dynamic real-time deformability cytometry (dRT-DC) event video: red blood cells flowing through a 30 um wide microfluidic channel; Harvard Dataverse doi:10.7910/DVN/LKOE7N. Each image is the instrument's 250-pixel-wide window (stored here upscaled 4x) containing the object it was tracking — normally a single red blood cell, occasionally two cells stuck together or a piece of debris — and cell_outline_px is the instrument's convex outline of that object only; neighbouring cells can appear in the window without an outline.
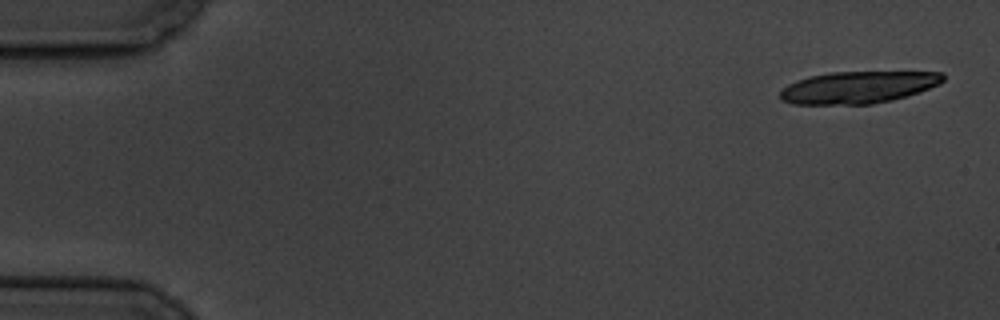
{"species": "common noctule bat (a hibernating species)", "species_latin": "Nyctalus noctula", "temperature_condition": "cold", "stored_images_in_passage": 10, "camera_frame_rate_fps": 3000, "um_per_image_px": 0.085, "animal": {"sex": "male", "body_mass_g": 19.5, "forearm_length_mm": 54.6}, "frame": {"image": 1, "passage_image": 1, "time_ms": 0.0, "image_size_px": [1000, 320], "cell_outline_px": [[944, 80], [940, 84], [920, 92], [892, 100], [872, 104], [792, 104], [780, 100], [780, 92], [788, 84], [796, 80], [808, 76], [832, 72], [944, 72]], "centroid_in_image_um": [72.94, 7.42], "position_along_channel_um": 12.1, "area_um2": 30.52}}
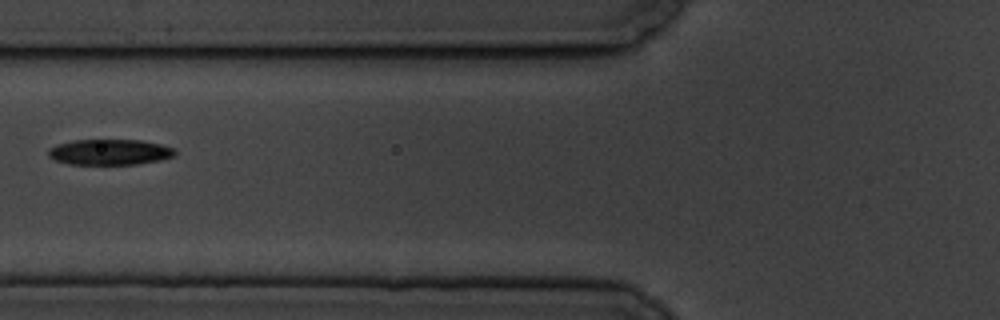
{"frame": {"image": 2, "passage_image": 7, "time_ms": 7.0, "image_size_px": [1000, 320], "cell_outline_px": [[176, 156], [160, 160], [136, 164], [68, 164], [56, 160], [48, 156], [48, 148], [56, 144], [72, 140], [140, 140], [160, 144], [176, 148]], "centroid_in_image_um": [9.33, 12.92], "position_along_channel_um": 116.5, "area_um2": 19.07}}
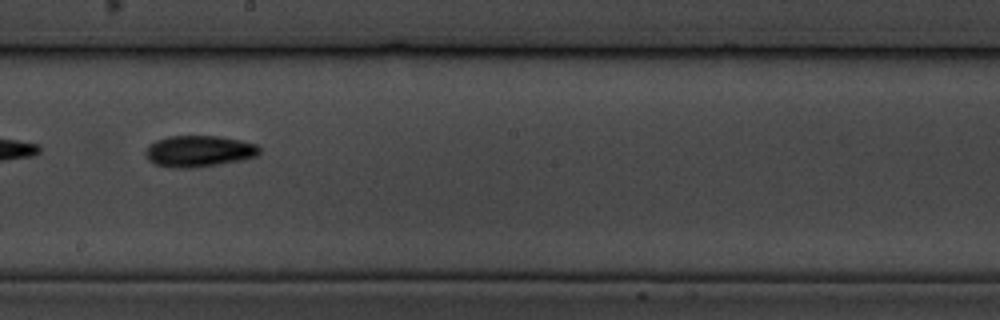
{"frame": {"image": 3, "passage_image": 10, "time_ms": 10.333, "image_size_px": [1000, 320], "cell_outline_px": [[260, 152], [256, 156], [240, 160], [192, 168], [168, 168], [156, 164], [148, 160], [144, 152], [148, 144], [156, 140], [168, 136], [220, 136], [240, 140], [256, 144], [260, 148]], "centroid_in_image_um": [16.86, 12.84], "position_along_channel_um": 231.3, "area_um2": 20.87}}